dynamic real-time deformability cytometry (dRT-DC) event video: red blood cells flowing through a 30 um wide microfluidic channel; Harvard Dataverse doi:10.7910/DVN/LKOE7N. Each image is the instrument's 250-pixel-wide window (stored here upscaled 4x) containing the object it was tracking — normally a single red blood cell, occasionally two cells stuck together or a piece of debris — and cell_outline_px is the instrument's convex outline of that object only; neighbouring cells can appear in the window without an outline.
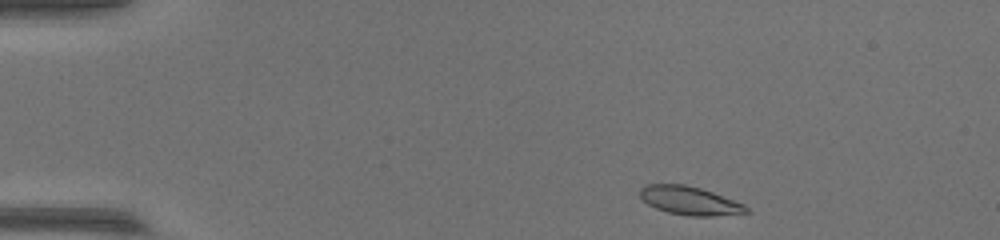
{"species": "common noctule bat (a hibernating species)", "species_latin": "Nyctalus noctula", "temperature_condition": "warm", "stored_images_in_passage": 46, "camera_frame_rate_fps": 3000, "um_per_image_px": 0.085, "animal": {"sex": "female", "body_mass_g": 17.0, "forearm_length_mm": 48.0}, "frame": {"image": 1, "passage_image": 1, "time_ms": 0.0, "image_size_px": [1000, 240], "cell_outline_px": [[752, 212], [712, 216], [688, 216], [668, 212], [656, 208], [648, 204], [640, 196], [640, 188], [648, 184], [684, 184], [700, 188], [712, 192], [744, 204]], "centroid_in_image_um": [58.63, 17.06], "position_along_channel_um": 26.4, "area_um2": 17.51}}
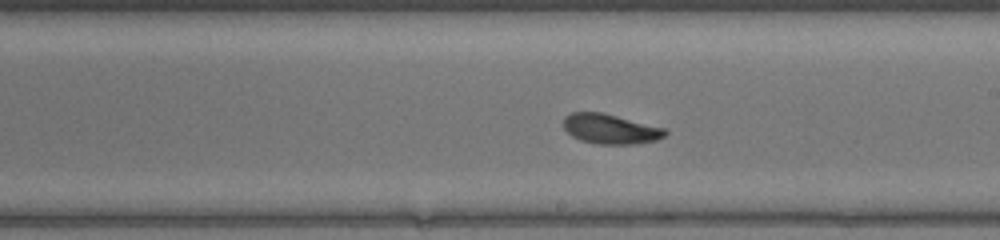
{"frame": {"image": 2, "passage_image": 24, "time_ms": 7.667, "image_size_px": [1000, 240], "cell_outline_px": [[668, 132], [664, 136], [656, 140], [636, 144], [596, 144], [580, 140], [572, 136], [564, 128], [564, 116], [572, 112], [600, 112], [664, 128]], "centroid_in_image_um": [51.86, 10.97], "position_along_channel_um": 237.1, "area_um2": 17.51}}
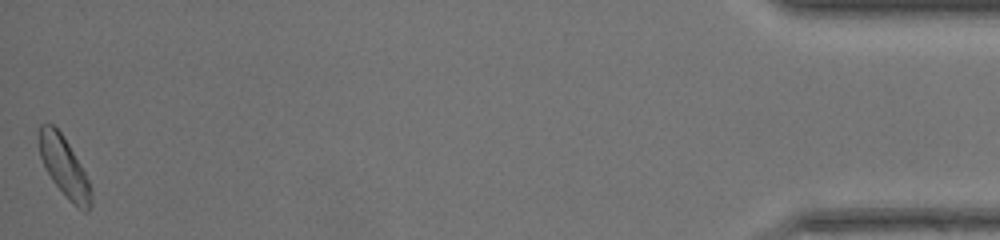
{"frame": {"image": 3, "passage_image": 46, "time_ms": 15.0, "image_size_px": [1000, 240], "cell_outline_px": [[92, 204], [88, 212], [84, 212], [72, 204], [52, 180], [44, 168], [40, 156], [40, 124], [52, 124], [60, 132], [68, 144], [80, 164], [92, 188]], "centroid_in_image_um": [5.49, 14.26], "position_along_channel_um": 429.7, "area_um2": 17.92}}